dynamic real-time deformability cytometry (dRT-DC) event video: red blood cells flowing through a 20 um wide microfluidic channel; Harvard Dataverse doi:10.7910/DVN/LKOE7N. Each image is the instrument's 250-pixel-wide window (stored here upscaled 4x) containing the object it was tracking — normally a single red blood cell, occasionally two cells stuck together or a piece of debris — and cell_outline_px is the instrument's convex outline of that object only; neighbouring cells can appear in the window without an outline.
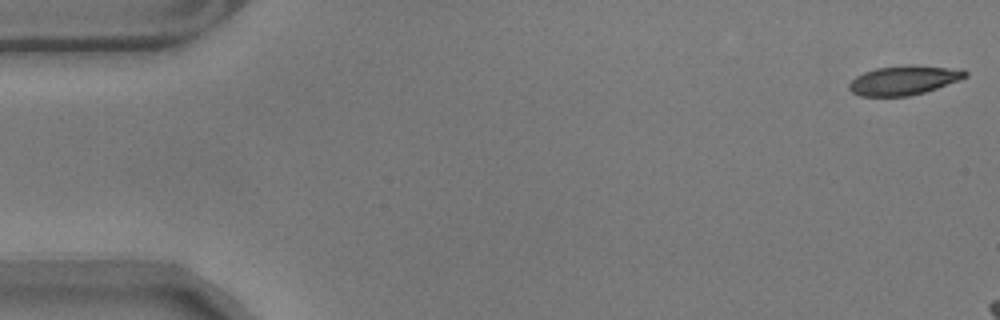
{"species": "common noctule bat (a hibernating species)", "species_latin": "Nyctalus noctula", "temperature_condition": "warm", "stored_images_in_passage": 7, "camera_frame_rate_fps": 3000, "um_per_image_px": 0.085, "animal": {"sex": "male", "body_mass_g": 17.9}, "frame": {"image": 1, "passage_image": 1, "time_ms": 0.0, "image_size_px": [1000, 320], "cell_outline_px": [[968, 76], [960, 80], [924, 92], [908, 96], [860, 96], [852, 92], [848, 88], [848, 84], [856, 76], [864, 72], [876, 68], [908, 64], [912, 64], [964, 68], [968, 72]], "centroid_in_image_um": [76.88, 6.79], "position_along_channel_um": 8.1, "area_um2": 20.17}}